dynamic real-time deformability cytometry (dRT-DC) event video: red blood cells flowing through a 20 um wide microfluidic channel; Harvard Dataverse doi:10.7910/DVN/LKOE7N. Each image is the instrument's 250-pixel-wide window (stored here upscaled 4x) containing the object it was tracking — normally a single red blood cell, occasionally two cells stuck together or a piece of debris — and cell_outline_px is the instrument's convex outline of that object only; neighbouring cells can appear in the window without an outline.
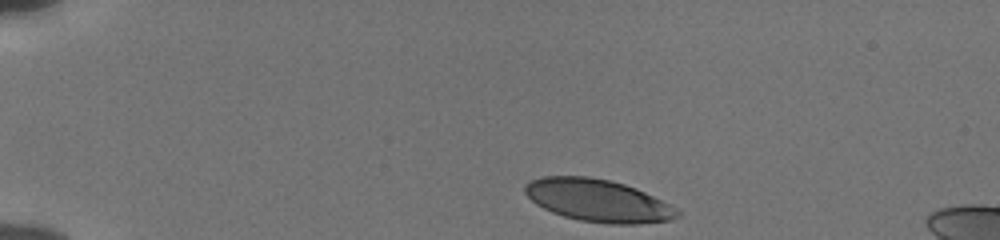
{"species": "human", "species_latin": "Homo sapiens", "temperature_condition": "cold", "stored_images_in_passage": 37, "camera_frame_rate_fps": 3000, "um_per_image_px": 0.085, "donor": {"sex": "male"}, "frame": {"image": 1, "passage_image": 1, "time_ms": 0.0, "image_size_px": [1000, 240], "cell_outline_px": [[680, 216], [672, 220], [636, 224], [608, 224], [580, 220], [564, 216], [552, 212], [536, 204], [524, 192], [524, 184], [532, 180], [544, 176], [588, 176], [608, 180], [624, 184], [636, 188], [668, 204], [680, 212]], "centroid_in_image_um": [50.81, 17.05], "position_along_channel_um": 34.2, "area_um2": 37.4}}
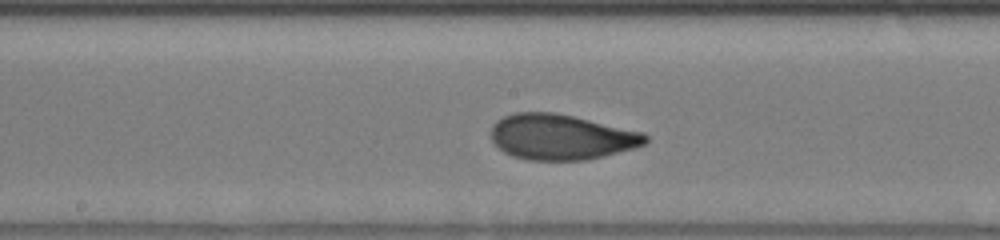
{"frame": {"image": 2, "passage_image": 20, "time_ms": 6.333, "image_size_px": [1000, 240], "cell_outline_px": [[648, 140], [644, 144], [636, 148], [604, 156], [584, 160], [528, 160], [512, 156], [504, 152], [492, 140], [492, 124], [496, 120], [504, 116], [516, 112], [556, 112], [644, 132], [648, 136]], "centroid_in_image_um": [47.72, 11.64], "position_along_channel_um": 200.5, "area_um2": 41.04}}
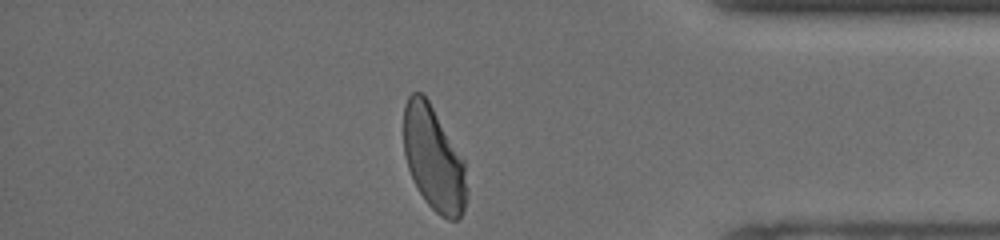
{"frame": {"image": 3, "passage_image": 37, "time_ms": 12.0, "image_size_px": [1000, 240], "cell_outline_px": [[468, 192], [464, 212], [456, 220], [448, 220], [440, 216], [424, 200], [408, 168], [404, 156], [404, 104], [408, 96], [412, 92], [420, 92], [428, 100], [464, 160], [468, 188]], "centroid_in_image_um": [36.88, 13.52], "position_along_channel_um": 398.3, "area_um2": 38.32}, "authors_computed_cell_mechanics": {"area_um2": 40.0554, "velocity_mm_per_s": 3.8194, "shape_relaxation_time_tau1_ms": 2.7466, "shape_relaxation_time_tau2_ms": 0.6836, "deformation_change_tau1": 0.1542, "deformation_change_tau2": 0.0646}}